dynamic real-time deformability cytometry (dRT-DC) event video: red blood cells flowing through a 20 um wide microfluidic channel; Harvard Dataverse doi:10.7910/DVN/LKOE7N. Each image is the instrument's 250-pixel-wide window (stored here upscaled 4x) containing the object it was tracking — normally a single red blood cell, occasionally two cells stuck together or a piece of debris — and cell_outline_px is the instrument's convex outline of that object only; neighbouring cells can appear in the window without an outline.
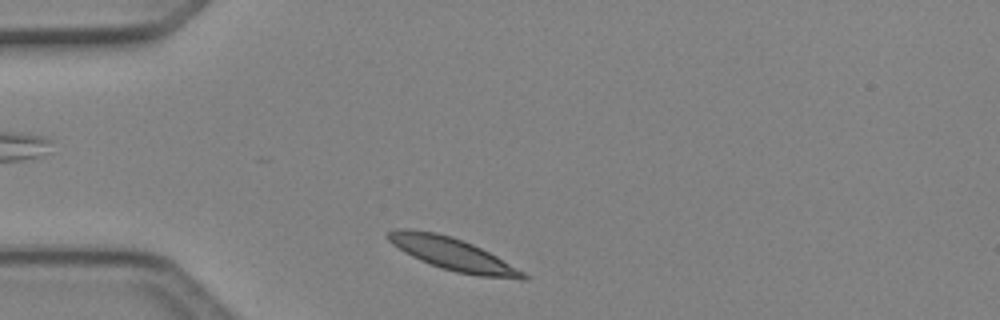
{"species": "Egyptian fruit bat (a non-hibernating species)", "species_latin": "Rousettus aegyptiacus", "temperature_condition": "cold", "stored_images_in_passage": 2, "camera_frame_rate_fps": 3000, "um_per_image_px": 0.085, "animal": {"sex": "female"}, "frame": {"image": 1, "passage_image": 2, "time_ms": 0.333, "image_size_px": [1000, 320], "cell_outline_px": [[528, 280], [520, 280], [480, 276], [456, 272], [420, 260], [404, 252], [392, 244], [384, 236], [388, 232], [396, 228], [408, 228], [436, 232], [452, 236], [472, 244], [496, 256], [524, 272], [528, 276]], "centroid_in_image_um": [38.45, 21.58], "position_along_channel_um": 46.6, "area_um2": 25.43}}